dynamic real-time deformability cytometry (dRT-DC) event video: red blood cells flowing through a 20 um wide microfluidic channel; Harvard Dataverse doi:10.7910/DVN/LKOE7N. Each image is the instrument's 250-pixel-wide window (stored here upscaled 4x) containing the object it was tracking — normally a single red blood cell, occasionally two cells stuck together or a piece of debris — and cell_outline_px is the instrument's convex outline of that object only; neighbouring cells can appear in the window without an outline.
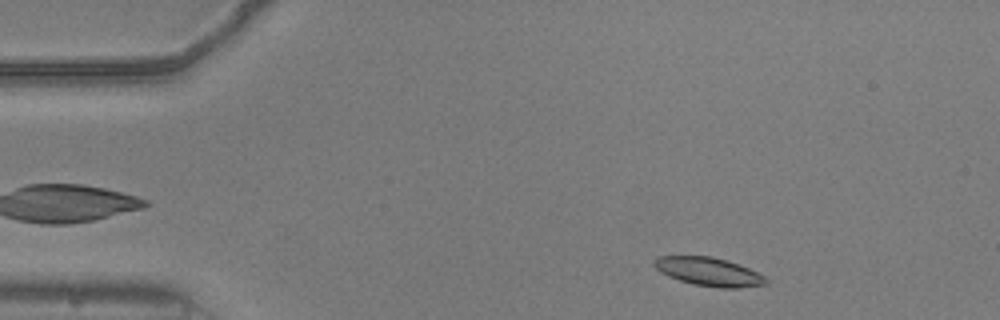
{"species": "common noctule bat (a hibernating species)", "species_latin": "Nyctalus noctula", "temperature_condition": "warm", "stored_images_in_passage": 49, "camera_frame_rate_fps": 3000, "um_per_image_px": 0.085, "animal": {"sex": "male", "body_mass_g": 20.5, "forearm_length_mm": 52.5}, "frame": {"image": 1, "passage_image": 3, "time_ms": 0.667, "image_size_px": [1000, 320], "cell_outline_px": [[768, 284], [740, 288], [720, 288], [692, 284], [668, 276], [660, 272], [652, 264], [652, 260], [660, 256], [712, 256], [748, 268], [764, 276], [768, 280]], "centroid_in_image_um": [60.22, 23.1], "position_along_channel_um": 24.8, "area_um2": 18.5}}
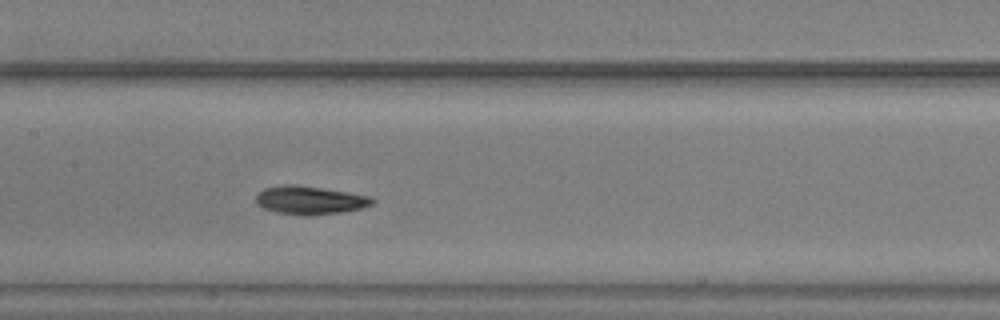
{"frame": {"image": 2, "passage_image": 21, "time_ms": 6.667, "image_size_px": [1000, 320], "cell_outline_px": [[376, 200], [372, 204], [364, 208], [340, 212], [308, 216], [304, 216], [276, 212], [264, 208], [256, 204], [256, 196], [264, 188], [284, 184], [296, 184], [368, 196]], "centroid_in_image_um": [26.31, 17.02], "position_along_channel_um": 181.1, "area_um2": 19.07}}
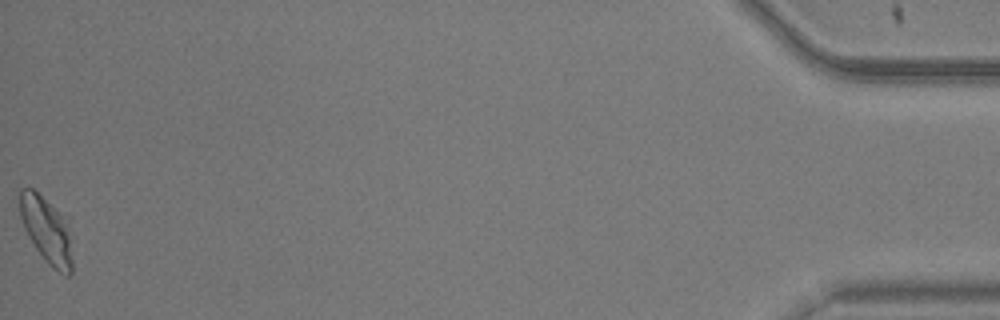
{"frame": {"image": 3, "passage_image": 49, "time_ms": 16.0, "image_size_px": [1000, 320], "cell_outline_px": [[72, 272], [68, 276], [52, 268], [44, 260], [28, 236], [24, 228], [20, 216], [20, 188], [32, 188], [64, 216], [68, 236], [72, 260]], "centroid_in_image_um": [3.93, 19.58], "position_along_channel_um": 431.3, "area_um2": 19.71}, "authors_computed_cell_mechanics": {"area_um2": 18.6694, "velocity_mm_per_s": 3.7503, "shape_relaxation_time_tau1_ms": 3.4115, "shape_relaxation_time_tau2_ms": 4.8368, "deformation_change_tau1": 0.1248, "deformation_change_tau2": 0.1127}}